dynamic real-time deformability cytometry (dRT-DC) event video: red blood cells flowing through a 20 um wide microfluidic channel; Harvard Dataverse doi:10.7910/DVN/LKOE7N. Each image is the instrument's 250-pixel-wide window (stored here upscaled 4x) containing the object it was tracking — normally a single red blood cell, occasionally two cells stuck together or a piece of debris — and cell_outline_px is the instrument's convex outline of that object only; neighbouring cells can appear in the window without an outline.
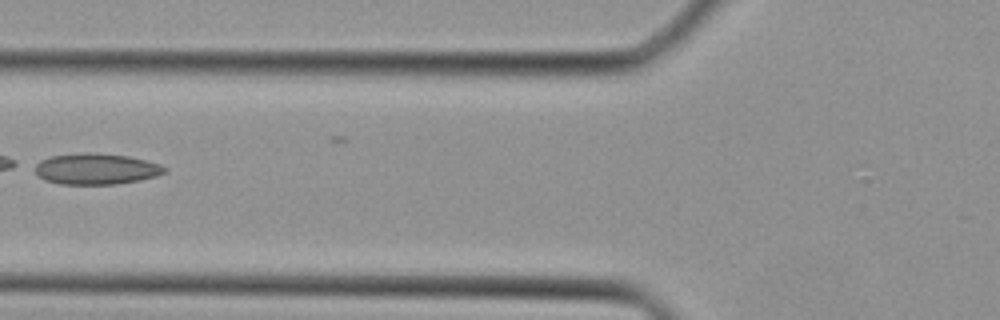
{"species": "Egyptian fruit bat (a non-hibernating species)", "species_latin": "Rousettus aegyptiacus", "temperature_condition": "cold", "stored_images_in_passage": 18, "camera_frame_rate_fps": 3000, "um_per_image_px": 0.085, "animal": {"sex": "female"}, "frame": {"image": 1, "passage_image": 2, "time_ms": 0.333, "image_size_px": [1000, 320], "cell_outline_px": [[168, 172], [156, 176], [140, 180], [116, 184], [60, 184], [44, 180], [36, 172], [32, 164], [40, 160], [52, 156], [84, 152], [96, 152], [128, 156], [160, 164], [168, 168]], "centroid_in_image_um": [8.17, 14.35], "position_along_channel_um": 117.6, "area_um2": 23.7}}
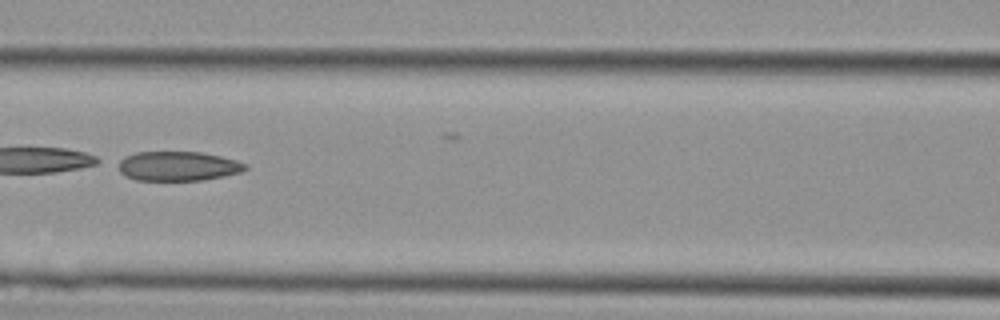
{"frame": {"image": 2, "passage_image": 4, "time_ms": 1.0, "image_size_px": [1000, 320], "cell_outline_px": [[248, 168], [240, 172], [224, 176], [200, 180], [136, 180], [120, 172], [116, 160], [124, 156], [136, 152], [200, 152], [220, 156], [236, 160], [248, 164]], "centroid_in_image_um": [15.11, 14.11], "position_along_channel_um": 151.5, "area_um2": 21.85}}